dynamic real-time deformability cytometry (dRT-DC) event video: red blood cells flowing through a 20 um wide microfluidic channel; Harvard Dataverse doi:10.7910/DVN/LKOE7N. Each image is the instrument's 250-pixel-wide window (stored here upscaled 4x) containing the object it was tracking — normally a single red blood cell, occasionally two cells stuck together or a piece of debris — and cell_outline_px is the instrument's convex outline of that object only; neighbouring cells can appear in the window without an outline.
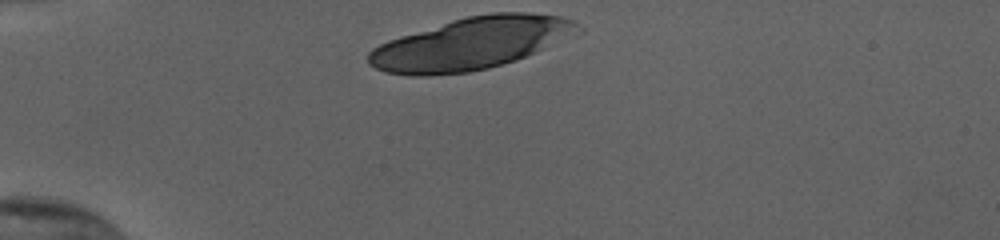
{"species": "human", "species_latin": "Homo sapiens", "temperature_condition": "cold", "stored_images_in_passage": 30, "camera_frame_rate_fps": 3000, "um_per_image_px": 0.085, "donor": {"sex": "female"}, "frame": {"image": 1, "passage_image": 1, "time_ms": 0.0, "image_size_px": [1000, 240], "cell_outline_px": [[584, 32], [536, 52], [516, 60], [488, 68], [468, 72], [424, 76], [412, 76], [384, 72], [368, 64], [368, 52], [372, 48], [388, 40], [400, 36], [452, 20], [468, 16], [492, 12], [528, 12], [560, 16], [572, 20], [584, 28]], "centroid_in_image_um": [40.08, 3.69], "position_along_channel_um": 44.9, "area_um2": 63.81}}